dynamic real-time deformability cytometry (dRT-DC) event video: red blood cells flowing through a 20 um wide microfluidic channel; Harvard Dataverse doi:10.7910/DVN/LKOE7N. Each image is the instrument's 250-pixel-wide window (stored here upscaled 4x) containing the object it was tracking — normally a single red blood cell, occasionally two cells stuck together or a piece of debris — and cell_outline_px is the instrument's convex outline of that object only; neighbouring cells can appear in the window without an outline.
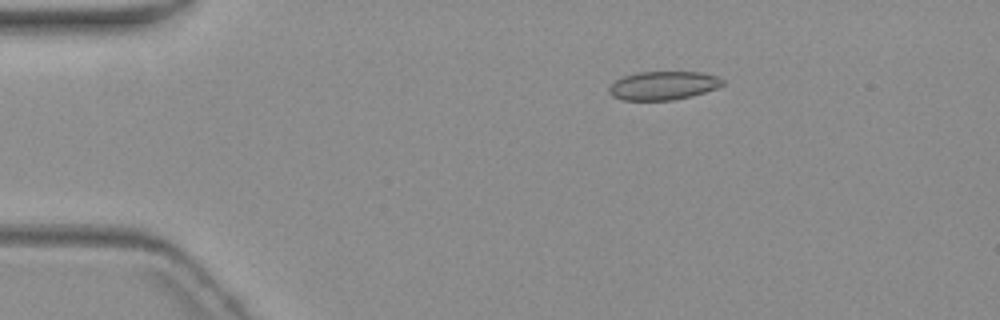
{"species": "common noctule bat (a hibernating species)", "species_latin": "Nyctalus noctula", "temperature_condition": "warm", "stored_images_in_passage": 3, "camera_frame_rate_fps": 3000, "um_per_image_px": 0.085, "animal": {"sex": "female", "body_mass_g": 19.3, "forearm_length_mm": 54.1}, "frame": {"image": 1, "passage_image": 1, "time_ms": 0.0, "image_size_px": [1000, 320], "cell_outline_px": [[724, 84], [716, 88], [692, 96], [672, 100], [620, 100], [612, 96], [608, 92], [608, 88], [616, 80], [624, 76], [636, 72], [700, 72], [716, 76], [724, 80]], "centroid_in_image_um": [56.35, 7.27], "position_along_channel_um": 28.7, "area_um2": 18.9}}